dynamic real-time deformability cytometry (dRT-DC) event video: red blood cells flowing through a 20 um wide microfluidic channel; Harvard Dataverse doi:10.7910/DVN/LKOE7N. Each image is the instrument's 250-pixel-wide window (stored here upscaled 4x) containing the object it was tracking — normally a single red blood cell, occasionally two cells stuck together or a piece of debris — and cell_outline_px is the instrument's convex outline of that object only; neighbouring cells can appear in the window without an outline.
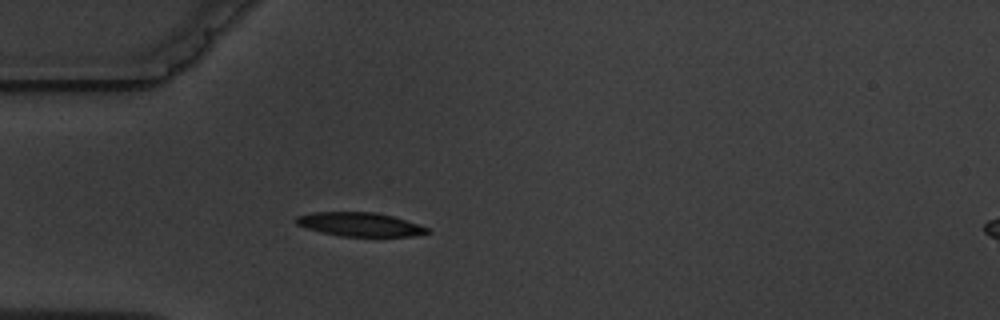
{"species": "common noctule bat (a hibernating species)", "species_latin": "Nyctalus noctula", "temperature_condition": "warm", "stored_images_in_passage": 4, "camera_frame_rate_fps": 3000, "um_per_image_px": 0.085, "animal": {"sex": "male", "body_mass_g": 19.5, "forearm_length_mm": 54.6}, "frame": {"image": 1, "passage_image": 4, "time_ms": 3.667, "image_size_px": [1000, 320], "cell_outline_px": [[432, 232], [416, 236], [340, 236], [320, 232], [304, 228], [296, 224], [292, 220], [296, 216], [312, 212], [376, 212], [392, 216], [428, 228]], "centroid_in_image_um": [30.51, 19.07], "position_along_channel_um": 54.5, "area_um2": 18.32}}